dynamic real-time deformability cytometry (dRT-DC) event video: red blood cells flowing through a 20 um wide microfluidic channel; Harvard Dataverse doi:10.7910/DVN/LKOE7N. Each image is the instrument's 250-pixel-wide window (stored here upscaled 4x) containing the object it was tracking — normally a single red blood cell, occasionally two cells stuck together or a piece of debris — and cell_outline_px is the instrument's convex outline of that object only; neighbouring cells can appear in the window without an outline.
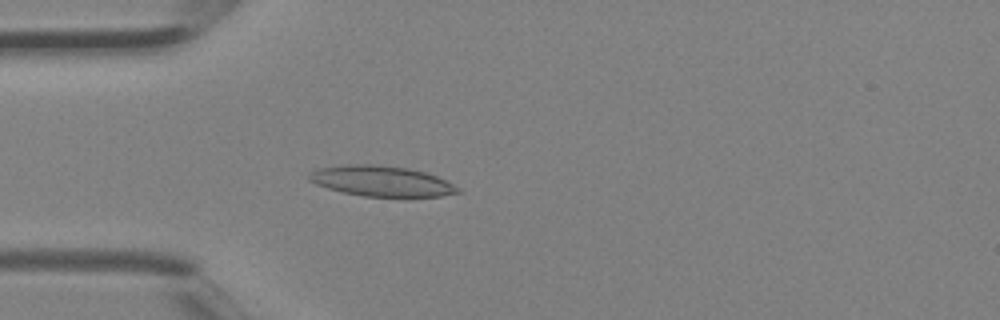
{"species": "Egyptian fruit bat (a non-hibernating species)", "species_latin": "Rousettus aegyptiacus", "temperature_condition": "room temperature", "stored_images_in_passage": 2, "camera_frame_rate_fps": 3000, "um_per_image_px": 0.085, "animal": {"sex": "female"}, "frame": {"image": 1, "passage_image": 2, "time_ms": 0.333, "image_size_px": [1000, 320], "cell_outline_px": [[464, 192], [440, 196], [364, 196], [344, 192], [328, 188], [316, 184], [308, 180], [308, 176], [316, 168], [348, 164], [372, 164], [408, 168], [424, 172], [436, 176], [460, 188]], "centroid_in_image_um": [32.42, 15.39], "position_along_channel_um": 52.6, "area_um2": 26.18}}